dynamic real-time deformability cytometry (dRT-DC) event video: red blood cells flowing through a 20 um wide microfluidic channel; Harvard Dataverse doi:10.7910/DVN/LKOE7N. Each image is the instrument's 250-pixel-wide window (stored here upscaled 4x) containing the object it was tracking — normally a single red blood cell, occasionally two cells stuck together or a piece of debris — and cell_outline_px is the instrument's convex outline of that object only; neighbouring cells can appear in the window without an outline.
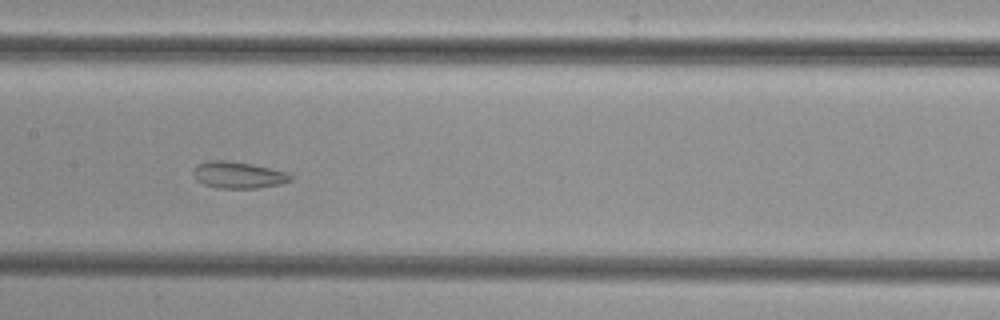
{"species": "common noctule bat (a hibernating species)", "species_latin": "Nyctalus noctula", "temperature_condition": "cold", "stored_images_in_passage": 50, "segment_of_instrument_passage": [2, 2], "camera_frame_rate_fps": 3000, "um_per_image_px": 0.085, "animal": {"sex": "female", "body_mass_g": 29.2, "forearm_length_mm": 56.3}, "frame": {"image": 1, "passage_image": 24, "time_ms": 7.667, "image_size_px": [1000, 320], "cell_outline_px": [[292, 180], [280, 184], [256, 188], [216, 188], [204, 184], [196, 180], [192, 172], [192, 168], [196, 164], [208, 160], [228, 160], [252, 164], [288, 172], [292, 176]], "centroid_in_image_um": [20.21, 14.86], "position_along_channel_um": 187.2, "area_um2": 15.32}}
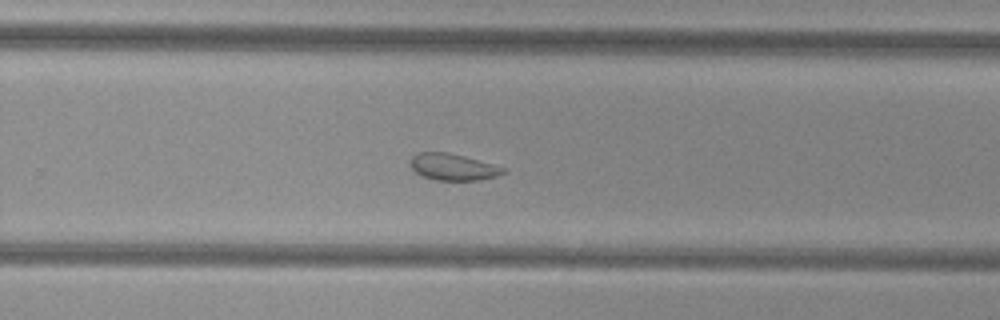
{"frame": {"image": 2, "passage_image": 32, "time_ms": 10.333, "image_size_px": [1000, 320], "cell_outline_px": [[508, 172], [496, 176], [480, 180], [432, 180], [416, 172], [408, 164], [412, 156], [416, 152], [448, 152], [464, 156], [508, 168]], "centroid_in_image_um": [38.52, 14.19], "position_along_channel_um": 291.3, "area_um2": 14.62}}
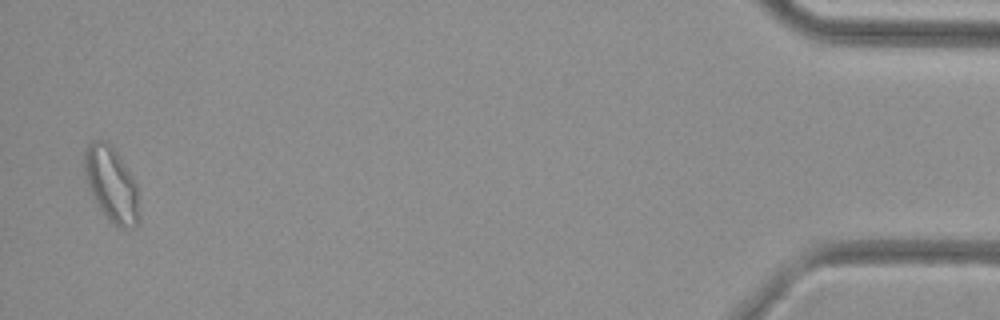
{"frame": {"image": 3, "passage_image": 49, "time_ms": 16.0, "image_size_px": [1000, 320], "cell_outline_px": [[140, 220], [132, 228], [120, 228], [100, 212], [88, 188], [84, 172], [84, 152], [88, 144], [92, 140], [104, 140], [120, 156], [132, 176], [136, 184]], "centroid_in_image_um": [9.45, 15.69], "position_along_channel_um": 425.7, "area_um2": 23.99}}